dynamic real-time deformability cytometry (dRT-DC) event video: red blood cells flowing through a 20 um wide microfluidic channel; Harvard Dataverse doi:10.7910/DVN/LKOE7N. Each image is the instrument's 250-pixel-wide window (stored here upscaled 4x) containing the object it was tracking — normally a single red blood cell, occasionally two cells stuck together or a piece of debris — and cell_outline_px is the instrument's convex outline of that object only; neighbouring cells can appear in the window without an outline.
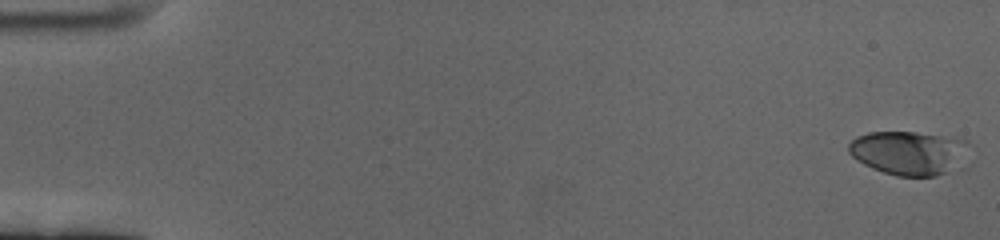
{"species": "human", "species_latin": "Homo sapiens", "temperature_condition": "cold", "stored_images_in_passage": 61, "camera_frame_rate_fps": 3000, "um_per_image_px": 0.085, "donor": {"sex": "female"}, "frame": {"image": 1, "passage_image": 1, "time_ms": 0.0, "image_size_px": [1000, 240], "cell_outline_px": [[968, 140], [952, 168], [936, 176], [896, 176], [872, 168], [856, 160], [848, 152], [848, 144], [856, 136], [868, 132], [916, 132], [956, 136]], "centroid_in_image_um": [77.12, 12.95], "position_along_channel_um": 7.9, "area_um2": 30.17}}
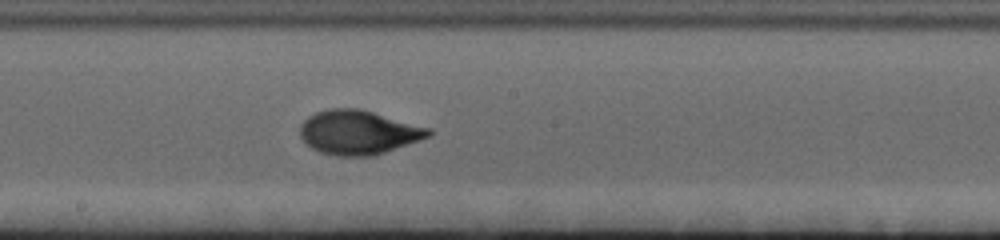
{"frame": {"image": 2, "passage_image": 34, "time_ms": 11.0, "image_size_px": [1000, 240], "cell_outline_px": [[432, 132], [428, 136], [420, 140], [372, 156], [336, 156], [320, 152], [312, 148], [300, 136], [300, 124], [308, 116], [316, 112], [328, 108], [360, 108], [432, 128]], "centroid_in_image_um": [30.46, 11.23], "position_along_channel_um": 217.7, "area_um2": 33.12}}
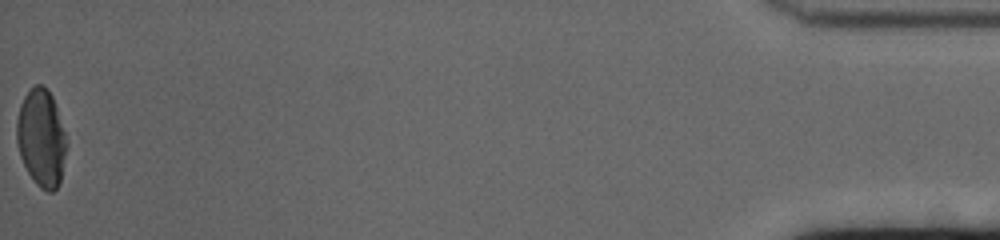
{"frame": {"image": 3, "passage_image": 61, "time_ms": 20.0, "image_size_px": [1000, 240], "cell_outline_px": [[68, 144], [60, 184], [52, 192], [48, 192], [40, 188], [36, 184], [28, 172], [20, 156], [16, 140], [16, 120], [20, 104], [24, 96], [36, 84], [40, 84], [52, 96]], "centroid_in_image_um": [3.51, 11.77], "position_along_channel_um": 431.7, "area_um2": 28.26}, "authors_computed_cell_mechanics": {"area_um2": 30.8074, "velocity_mm_per_s": 3.3829, "shape_relaxation_time_tau1_ms": 4.9735, "shape_relaxation_time_tau2_ms": 1.0655, "deformation_change_tau1": 0.1907, "deformation_change_tau2": 0.0506}}